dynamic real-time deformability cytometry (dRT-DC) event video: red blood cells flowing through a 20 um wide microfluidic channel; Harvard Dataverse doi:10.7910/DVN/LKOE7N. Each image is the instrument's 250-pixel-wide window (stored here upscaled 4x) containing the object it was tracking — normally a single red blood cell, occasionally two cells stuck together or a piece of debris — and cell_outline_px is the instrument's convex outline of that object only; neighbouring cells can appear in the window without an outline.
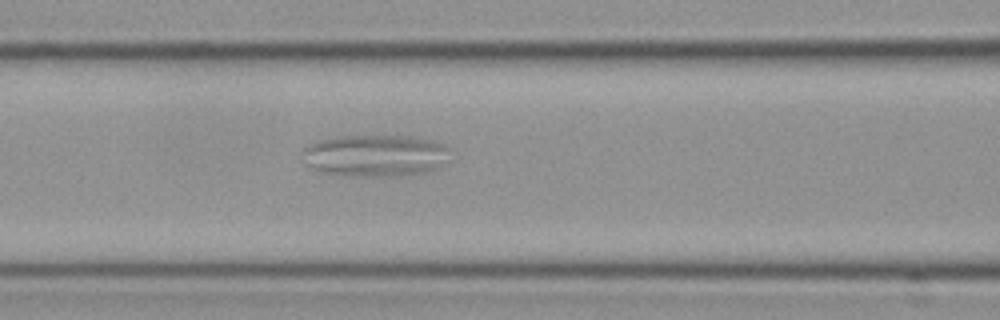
{"species": "Egyptian fruit bat (a non-hibernating species)", "species_latin": "Rousettus aegyptiacus", "temperature_condition": "cold", "stored_images_in_passage": 4, "camera_frame_rate_fps": 3000, "um_per_image_px": 0.085, "frame": {"image": 1, "passage_image": 4, "time_ms": 1.0, "image_size_px": [1000, 320], "cell_outline_px": [[448, 148], [440, 168], [428, 172], [396, 176], [344, 176], [320, 172], [304, 164], [300, 152], [308, 144], [320, 140], [340, 136], [408, 136], [432, 140]], "centroid_in_image_um": [31.79, 13.24], "position_along_channel_um": 134.8, "area_um2": 36.18}}